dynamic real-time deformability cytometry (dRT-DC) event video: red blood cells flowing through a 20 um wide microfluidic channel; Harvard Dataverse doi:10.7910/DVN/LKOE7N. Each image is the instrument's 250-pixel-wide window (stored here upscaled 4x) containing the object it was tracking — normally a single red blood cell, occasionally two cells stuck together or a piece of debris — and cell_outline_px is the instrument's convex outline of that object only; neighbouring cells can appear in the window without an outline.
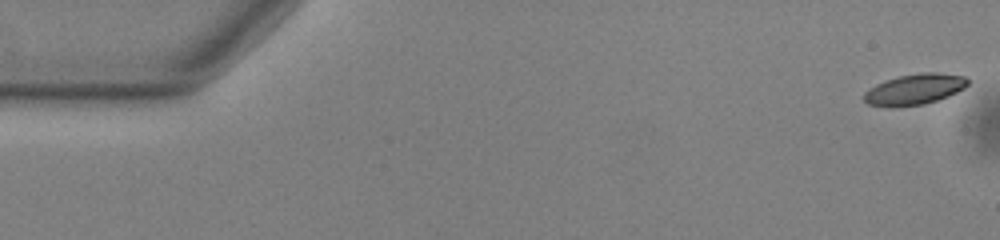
{"species": "common noctule bat (a hibernating species)", "species_latin": "Nyctalus noctula", "temperature_condition": "warm", "stored_images_in_passage": 55, "camera_frame_rate_fps": 3000, "um_per_image_px": 0.085, "animal": {"sex": "male", "body_mass_g": 13.0, "forearm_length_mm": 53.1}, "frame": {"image": 1, "passage_image": 1, "time_ms": 0.0, "image_size_px": [1000, 240], "cell_outline_px": [[968, 84], [964, 88], [948, 96], [924, 104], [892, 108], [888, 108], [868, 104], [864, 100], [864, 92], [868, 88], [884, 80], [900, 76], [920, 72], [936, 72], [964, 76], [968, 80]], "centroid_in_image_um": [77.69, 7.6], "position_along_channel_um": 7.3, "area_um2": 18.79}}
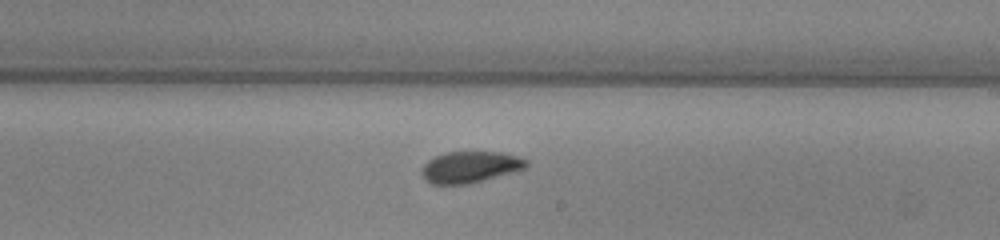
{"frame": {"image": 2, "passage_image": 32, "time_ms": 10.333, "image_size_px": [1000, 240], "cell_outline_px": [[528, 168], [484, 180], [468, 184], [432, 184], [424, 180], [420, 172], [424, 164], [428, 160], [444, 152], [500, 152], [520, 156], [528, 160]], "centroid_in_image_um": [39.98, 14.2], "position_along_channel_um": 249.0, "area_um2": 19.36}}
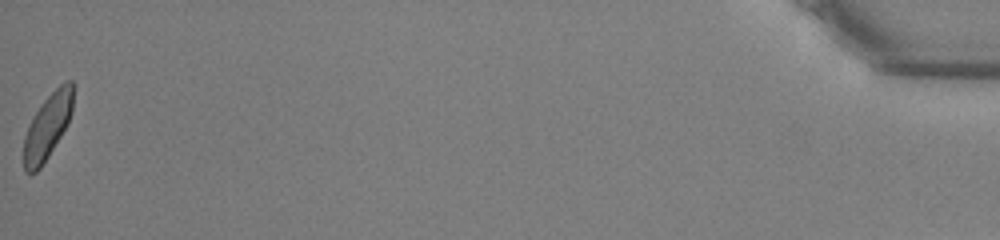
{"frame": {"image": 3, "passage_image": 55, "time_ms": 18.0, "image_size_px": [1000, 240], "cell_outline_px": [[72, 112], [68, 124], [48, 156], [40, 168], [36, 172], [24, 172], [24, 136], [36, 112], [44, 100], [60, 84], [68, 80], [72, 80]], "centroid_in_image_um": [4.04, 10.76], "position_along_channel_um": 431.2, "area_um2": 18.26}, "authors_computed_cell_mechanics": {"area_um2": 19.2474, "velocity_mm_per_s": 3.7486, "shape_relaxation_time_tau1_ms": 3.695, "shape_relaxation_time_tau2_ms": 3.0573, "deformation_change_tau1": 0.1082, "deformation_change_tau2": 0.0766}}